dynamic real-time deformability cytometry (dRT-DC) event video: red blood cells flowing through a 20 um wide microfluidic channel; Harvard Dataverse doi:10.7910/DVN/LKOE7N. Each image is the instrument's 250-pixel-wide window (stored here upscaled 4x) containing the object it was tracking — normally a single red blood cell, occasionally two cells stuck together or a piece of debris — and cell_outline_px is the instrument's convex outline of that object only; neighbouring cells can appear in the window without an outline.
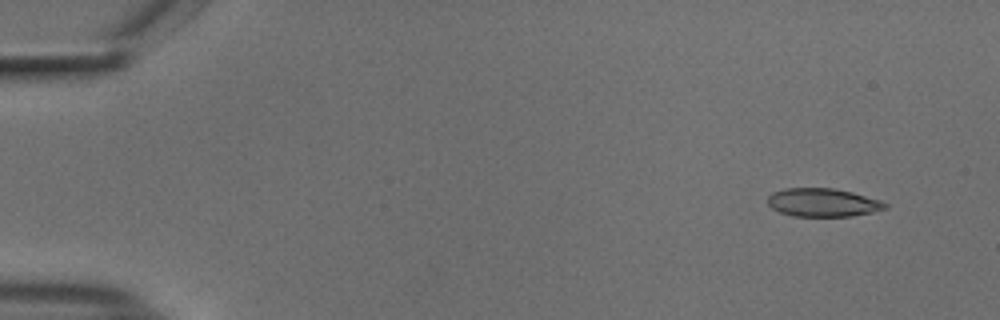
{"species": "common noctule bat (a hibernating species)", "species_latin": "Nyctalus noctula", "temperature_condition": "cold", "stored_images_in_passage": 11, "camera_frame_rate_fps": 3000, "um_per_image_px": 0.085, "animal": {"sex": "male", "body_mass_g": 18.8}, "frame": {"image": 1, "passage_image": 2, "time_ms": 0.333, "image_size_px": [1000, 320], "cell_outline_px": [[888, 208], [872, 212], [852, 216], [792, 216], [780, 212], [772, 208], [768, 204], [768, 196], [772, 192], [784, 188], [832, 188], [852, 192], [880, 200], [888, 204]], "centroid_in_image_um": [69.94, 17.21], "position_along_channel_um": 15.1, "area_um2": 19.42}}